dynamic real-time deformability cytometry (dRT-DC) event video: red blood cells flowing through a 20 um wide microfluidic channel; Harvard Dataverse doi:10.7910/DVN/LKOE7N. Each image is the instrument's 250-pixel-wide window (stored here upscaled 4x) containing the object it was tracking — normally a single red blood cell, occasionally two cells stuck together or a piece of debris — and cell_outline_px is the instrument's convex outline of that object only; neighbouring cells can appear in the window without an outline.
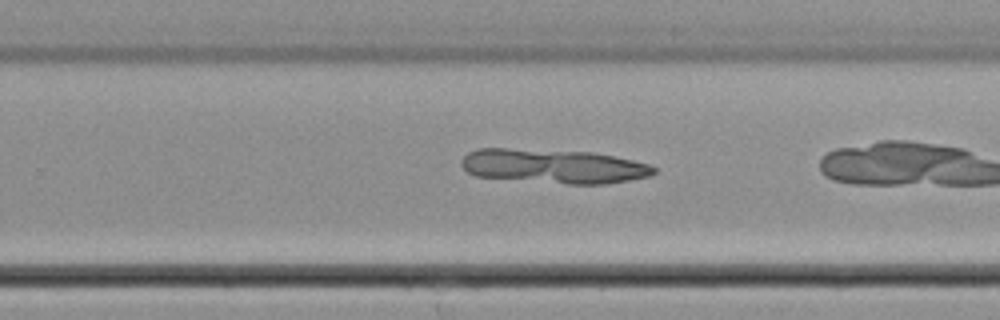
{"species": "common noctule bat (a hibernating species)", "species_latin": "Nyctalus noctula", "temperature_condition": "cold", "stored_images_in_passage": 23, "camera_frame_rate_fps": 3000, "um_per_image_px": 0.085, "animal": {"sex": "male", "body_mass_g": 21.5, "forearm_length_mm": 52.0}, "frame": {"image": 1, "passage_image": 17, "time_ms": 5.333, "image_size_px": [1000, 320], "cell_outline_px": [[656, 172], [648, 176], [628, 180], [604, 184], [568, 184], [476, 176], [468, 172], [460, 164], [460, 160], [468, 152], [476, 148], [508, 148], [592, 152], [632, 160], [648, 164], [656, 168]], "centroid_in_image_um": [47.01, 14.12], "position_along_channel_um": 282.8, "area_um2": 38.26}}